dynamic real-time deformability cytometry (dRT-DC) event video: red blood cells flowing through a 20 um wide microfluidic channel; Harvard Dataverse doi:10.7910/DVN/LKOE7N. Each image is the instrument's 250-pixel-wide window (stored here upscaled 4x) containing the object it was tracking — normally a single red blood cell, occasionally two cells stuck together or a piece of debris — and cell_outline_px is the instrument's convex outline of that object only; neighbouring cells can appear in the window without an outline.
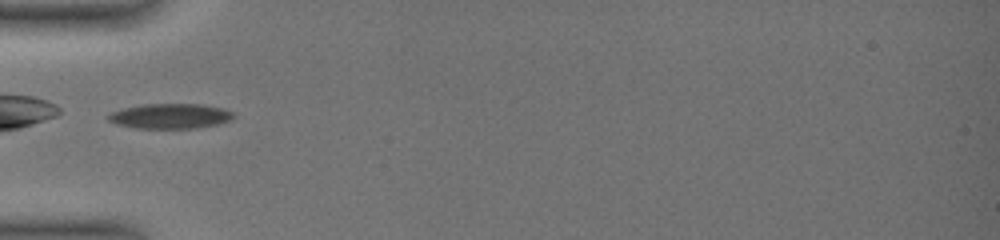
{"species": "common noctule bat (a hibernating species)", "species_latin": "Nyctalus noctula", "temperature_condition": "warm", "stored_images_in_passage": 19, "camera_frame_rate_fps": 3000, "um_per_image_px": 0.085, "animal": {"sex": "female", "body_mass_g": 19.0, "forearm_length_mm": 51.5}, "frame": {"image": 1, "passage_image": 1, "time_ms": 0.0, "image_size_px": [1000, 240], "cell_outline_px": [[236, 116], [220, 124], [196, 128], [136, 128], [116, 124], [108, 120], [104, 116], [112, 112], [124, 108], [144, 104], [204, 104], [224, 108], [232, 112]], "centroid_in_image_um": [14.47, 9.86], "position_along_channel_um": 70.5, "area_um2": 18.38}}
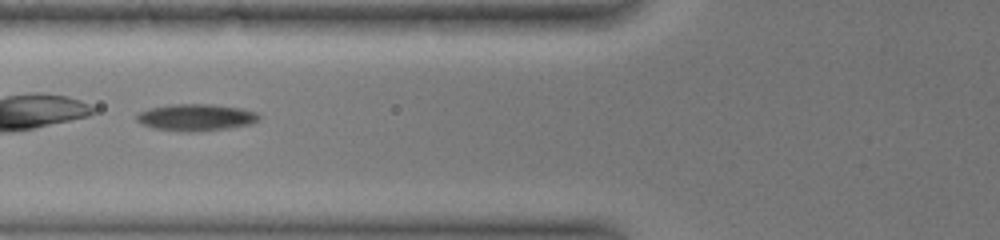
{"frame": {"image": 2, "passage_image": 4, "time_ms": 1.0, "image_size_px": [1000, 240], "cell_outline_px": [[260, 120], [252, 124], [228, 128], [192, 132], [180, 132], [152, 128], [140, 124], [136, 120], [136, 116], [140, 112], [148, 108], [172, 104], [212, 104], [240, 108], [256, 112], [260, 116]], "centroid_in_image_um": [16.64, 9.98], "position_along_channel_um": 109.2, "area_um2": 19.36}}